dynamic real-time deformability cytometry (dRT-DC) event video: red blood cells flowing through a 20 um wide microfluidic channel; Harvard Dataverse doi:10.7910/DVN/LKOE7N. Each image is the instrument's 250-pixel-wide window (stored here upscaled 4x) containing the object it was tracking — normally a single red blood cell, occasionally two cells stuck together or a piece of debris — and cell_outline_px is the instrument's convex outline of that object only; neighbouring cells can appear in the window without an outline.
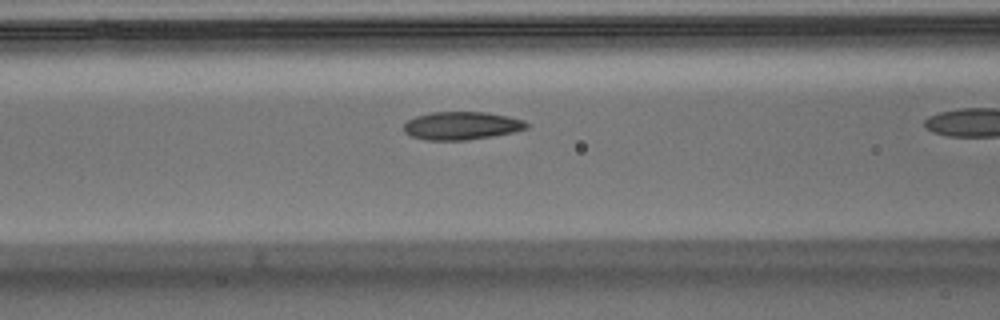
{"species": "Egyptian fruit bat (a non-hibernating species)", "species_latin": "Rousettus aegyptiacus", "temperature_condition": "warm", "stored_images_in_passage": 38, "camera_frame_rate_fps": 3000, "um_per_image_px": 0.085, "animal": {"sex": "male"}, "frame": {"image": 1, "passage_image": 17, "time_ms": 5.333, "image_size_px": [1000, 320], "cell_outline_px": [[528, 128], [516, 132], [468, 140], [424, 140], [412, 136], [404, 132], [404, 124], [408, 120], [416, 116], [432, 112], [488, 112], [508, 116], [524, 120], [528, 124]], "centroid_in_image_um": [39.26, 10.68], "position_along_channel_um": 127.3, "area_um2": 20.17}}
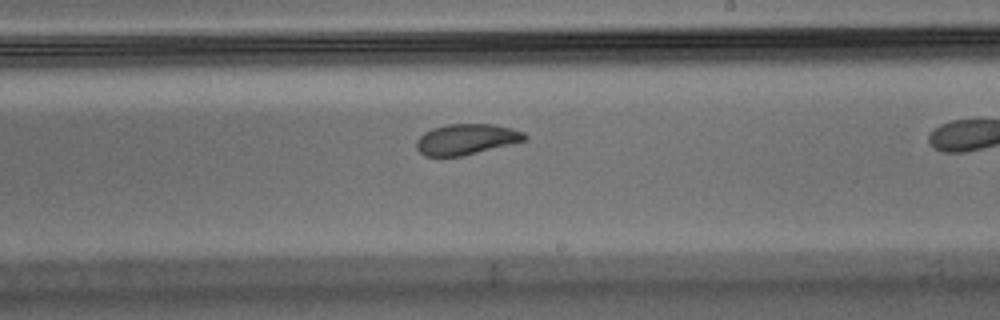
{"frame": {"image": 2, "passage_image": 27, "time_ms": 8.667, "image_size_px": [1000, 320], "cell_outline_px": [[528, 140], [460, 156], [424, 156], [416, 148], [416, 140], [424, 132], [432, 128], [448, 124], [496, 124], [512, 128], [524, 132], [528, 136]], "centroid_in_image_um": [39.65, 11.83], "position_along_channel_um": 249.3, "area_um2": 19.42}}